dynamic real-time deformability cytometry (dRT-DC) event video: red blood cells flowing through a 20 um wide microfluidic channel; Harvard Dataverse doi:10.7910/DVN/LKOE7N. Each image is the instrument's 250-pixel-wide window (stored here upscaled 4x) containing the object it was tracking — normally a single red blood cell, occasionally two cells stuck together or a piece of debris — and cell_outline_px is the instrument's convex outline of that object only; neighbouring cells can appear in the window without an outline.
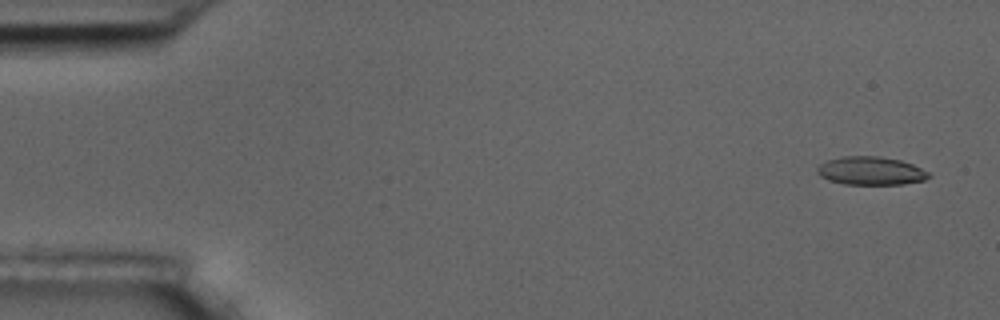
{"species": "common noctule bat (a hibernating species)", "species_latin": "Nyctalus noctula", "temperature_condition": "room temperature", "stored_images_in_passage": 4, "camera_frame_rate_fps": 3000, "um_per_image_px": 0.085, "animal": {"sex": "male", "body_mass_g": 17.5, "forearm_length_mm": 52.3}, "frame": {"image": 1, "passage_image": 1, "time_ms": 0.0, "image_size_px": [1000, 320], "cell_outline_px": [[932, 176], [924, 180], [904, 184], [844, 184], [828, 180], [820, 176], [816, 172], [816, 168], [820, 164], [828, 160], [844, 156], [880, 156], [900, 160], [912, 164], [928, 172]], "centroid_in_image_um": [74.0, 14.52], "position_along_channel_um": 11.0, "area_um2": 18.38}}